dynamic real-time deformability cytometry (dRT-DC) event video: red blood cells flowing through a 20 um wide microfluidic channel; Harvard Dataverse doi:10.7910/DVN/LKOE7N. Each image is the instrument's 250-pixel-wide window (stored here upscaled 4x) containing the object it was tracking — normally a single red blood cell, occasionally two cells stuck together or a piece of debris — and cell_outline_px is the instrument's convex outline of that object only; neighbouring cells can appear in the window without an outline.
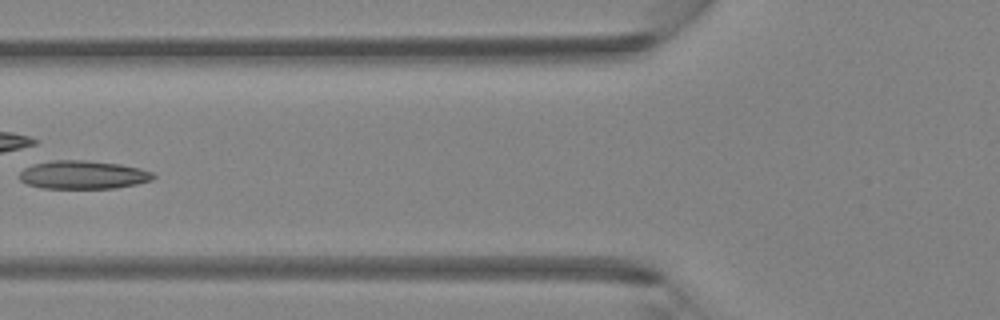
{"species": "Egyptian fruit bat (a non-hibernating species)", "species_latin": "Rousettus aegyptiacus", "temperature_condition": "room temperature", "stored_images_in_passage": 6, "camera_frame_rate_fps": 3000, "um_per_image_px": 0.085, "animal": {"sex": "female"}, "frame": {"image": 1, "passage_image": 6, "time_ms": 5.667, "image_size_px": [1000, 320], "cell_outline_px": [[156, 176], [152, 180], [136, 184], [116, 188], [40, 188], [28, 184], [20, 180], [20, 172], [24, 168], [32, 164], [52, 160], [84, 160], [120, 164], [140, 168], [152, 172]], "centroid_in_image_um": [7.06, 14.85], "position_along_channel_um": 118.7, "area_um2": 22.14}}